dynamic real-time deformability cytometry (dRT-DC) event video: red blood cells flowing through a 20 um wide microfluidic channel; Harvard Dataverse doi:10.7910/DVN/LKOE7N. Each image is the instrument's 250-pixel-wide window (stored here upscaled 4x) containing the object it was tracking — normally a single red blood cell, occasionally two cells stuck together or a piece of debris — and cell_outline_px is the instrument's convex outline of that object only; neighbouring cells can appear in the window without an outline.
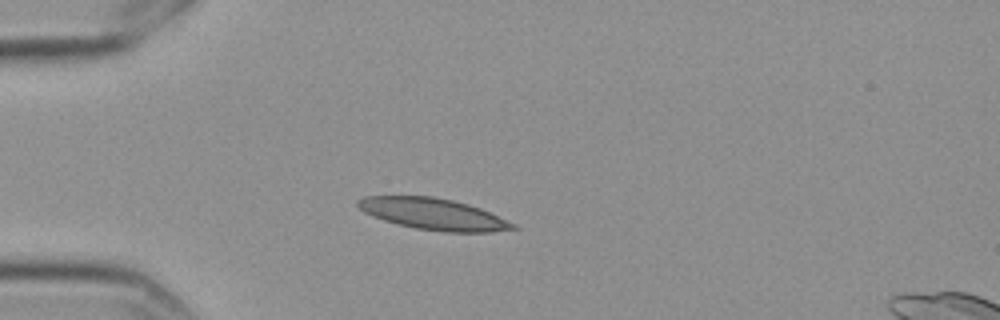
{"species": "Egyptian fruit bat (a non-hibernating species)", "species_latin": "Rousettus aegyptiacus", "temperature_condition": "cold", "stored_images_in_passage": 12, "camera_frame_rate_fps": 3000, "um_per_image_px": 0.085, "frame": {"image": 1, "passage_image": 3, "time_ms": 0.667, "image_size_px": [1000, 320], "cell_outline_px": [[520, 228], [492, 232], [444, 232], [416, 228], [384, 220], [372, 216], [364, 212], [356, 204], [356, 200], [364, 196], [432, 196], [452, 200], [468, 204], [480, 208], [516, 224]], "centroid_in_image_um": [36.84, 18.19], "position_along_channel_um": 48.2, "area_um2": 28.32}}
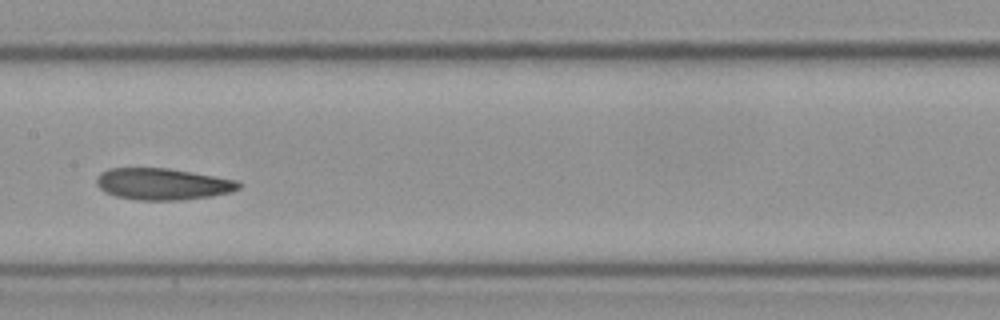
{"frame": {"image": 2, "passage_image": 7, "time_ms": 2.0, "image_size_px": [1000, 320], "cell_outline_px": [[240, 188], [228, 192], [208, 196], [180, 200], [136, 200], [116, 196], [104, 192], [96, 184], [96, 176], [100, 172], [108, 168], [168, 168], [236, 180], [240, 184]], "centroid_in_image_um": [13.74, 15.64], "position_along_channel_um": 193.7, "area_um2": 26.01}}
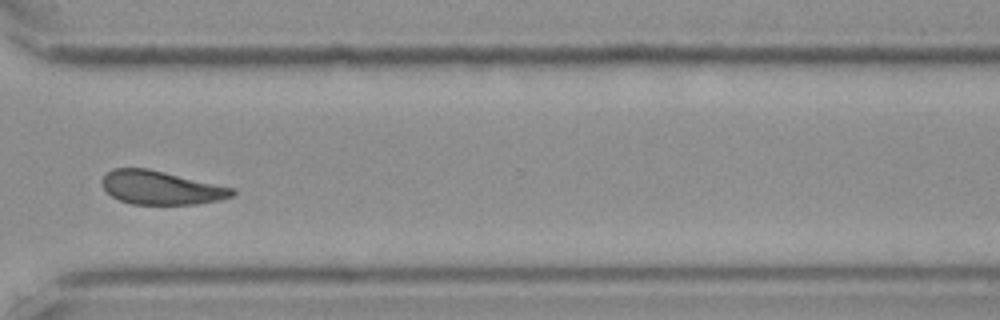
{"frame": {"image": 3, "passage_image": 11, "time_ms": 3.333, "image_size_px": [1000, 320], "cell_outline_px": [[236, 192], [232, 196], [220, 200], [196, 204], [132, 204], [120, 200], [112, 196], [100, 184], [104, 176], [112, 168], [148, 168], [236, 188]], "centroid_in_image_um": [13.71, 15.95], "position_along_channel_um": 356.9, "area_um2": 25.55}}